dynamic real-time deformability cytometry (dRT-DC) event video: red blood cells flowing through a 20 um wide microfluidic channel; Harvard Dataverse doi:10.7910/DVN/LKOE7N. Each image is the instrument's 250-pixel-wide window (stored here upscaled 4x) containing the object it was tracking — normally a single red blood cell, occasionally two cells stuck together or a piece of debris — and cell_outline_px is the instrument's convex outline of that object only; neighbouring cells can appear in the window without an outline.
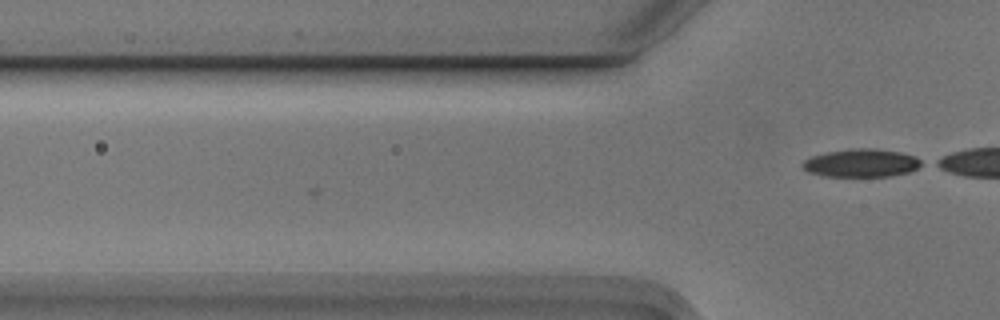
{"species": "Egyptian fruit bat (a non-hibernating species)", "species_latin": "Rousettus aegyptiacus", "temperature_condition": "cold", "stored_images_in_passage": 2, "camera_frame_rate_fps": 3000, "um_per_image_px": 0.085, "animal": {"sex": "male"}, "frame": {"image": 1, "passage_image": 2, "time_ms": 0.333, "image_size_px": [1000, 320], "cell_outline_px": [[924, 164], [908, 172], [892, 176], [824, 176], [808, 172], [800, 164], [804, 160], [812, 156], [828, 152], [852, 148], [876, 148], [900, 152], [916, 156], [924, 160]], "centroid_in_image_um": [73.25, 13.85], "position_along_channel_um": 52.5, "area_um2": 19.59}}